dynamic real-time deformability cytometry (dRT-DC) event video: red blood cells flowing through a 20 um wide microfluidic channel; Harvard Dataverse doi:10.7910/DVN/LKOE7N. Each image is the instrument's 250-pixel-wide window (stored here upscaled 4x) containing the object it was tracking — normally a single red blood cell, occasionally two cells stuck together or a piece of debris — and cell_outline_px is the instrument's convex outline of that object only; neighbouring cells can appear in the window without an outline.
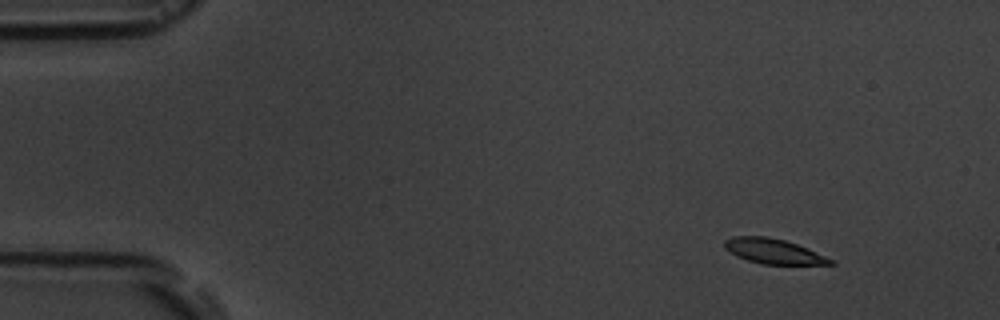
{"species": "common noctule bat (a hibernating species)", "species_latin": "Nyctalus noctula", "temperature_condition": "room temperature", "stored_images_in_passage": 4, "camera_frame_rate_fps": 3000, "um_per_image_px": 0.085, "animal": {"sex": "male", "body_mass_g": 19.5, "forearm_length_mm": 54.6}, "frame": {"image": 1, "passage_image": 1, "time_ms": 0.0, "image_size_px": [1000, 320], "cell_outline_px": [[836, 264], [760, 264], [736, 256], [724, 248], [724, 240], [732, 236], [768, 236], [784, 240], [808, 248], [836, 260]], "centroid_in_image_um": [65.76, 21.35], "position_along_channel_um": 19.2, "area_um2": 15.55}}
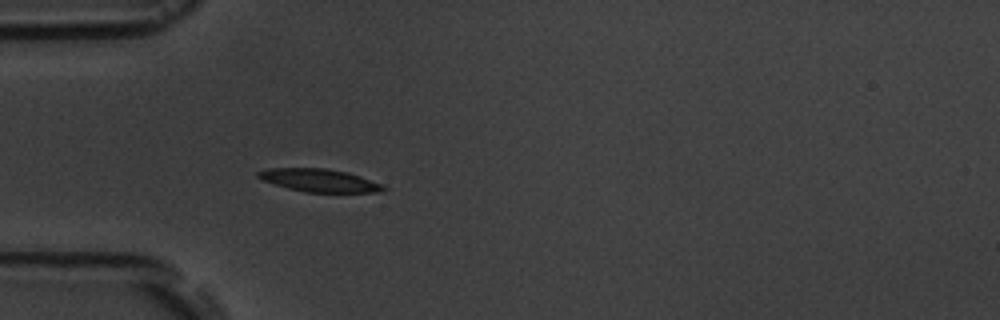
{"frame": {"image": 2, "passage_image": 4, "time_ms": 3.667, "image_size_px": [1000, 320], "cell_outline_px": [[388, 188], [380, 192], [304, 192], [288, 188], [264, 180], [256, 176], [256, 172], [268, 168], [324, 168], [348, 172], [360, 176], [380, 184]], "centroid_in_image_um": [27.13, 15.33], "position_along_channel_um": 57.9, "area_um2": 16.53}}